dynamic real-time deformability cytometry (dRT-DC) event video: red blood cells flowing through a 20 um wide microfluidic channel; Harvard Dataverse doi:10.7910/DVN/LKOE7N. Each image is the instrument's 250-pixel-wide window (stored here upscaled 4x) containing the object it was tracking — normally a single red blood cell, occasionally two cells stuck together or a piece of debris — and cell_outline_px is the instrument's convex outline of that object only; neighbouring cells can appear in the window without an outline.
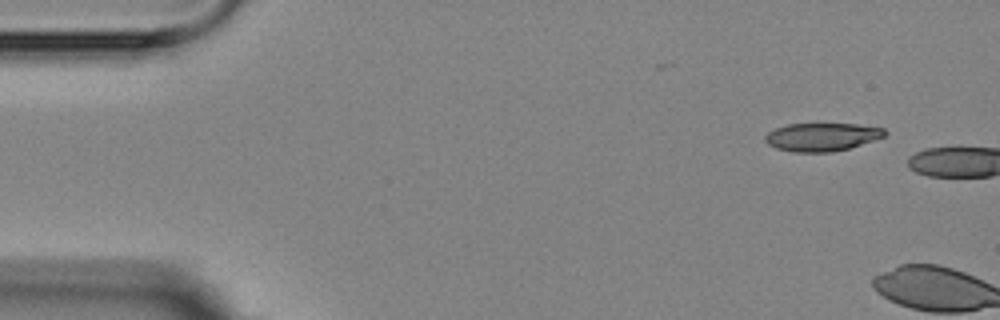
{"species": "Egyptian fruit bat (a non-hibernating species)", "species_latin": "Rousettus aegyptiacus", "temperature_condition": "room temperature", "stored_images_in_passage": 2, "camera_frame_rate_fps": 3000, "um_per_image_px": 0.085, "animal": {"sex": "female"}, "frame": {"image": 1, "passage_image": 1, "time_ms": 0.0, "image_size_px": [1000, 320], "cell_outline_px": [[888, 132], [884, 136], [848, 148], [832, 152], [792, 152], [776, 148], [768, 144], [764, 140], [764, 136], [768, 132], [776, 128], [788, 124], [856, 124], [884, 128]], "centroid_in_image_um": [69.83, 11.64], "position_along_channel_um": 15.2, "area_um2": 19.48}}